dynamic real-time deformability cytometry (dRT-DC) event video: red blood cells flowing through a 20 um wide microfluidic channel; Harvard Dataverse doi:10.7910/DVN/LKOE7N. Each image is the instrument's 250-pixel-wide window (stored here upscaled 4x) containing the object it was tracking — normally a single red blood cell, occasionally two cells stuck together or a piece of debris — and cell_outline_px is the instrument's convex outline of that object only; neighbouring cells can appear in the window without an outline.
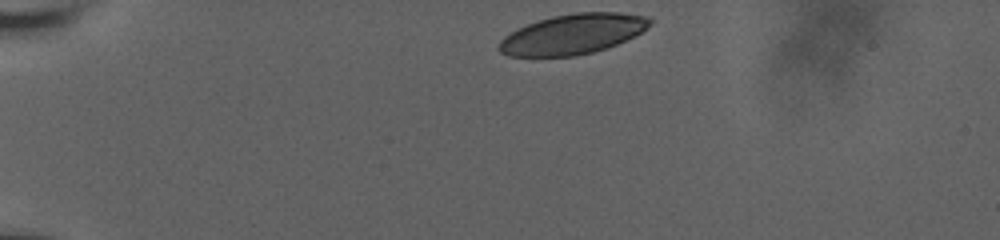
{"species": "human", "species_latin": "Homo sapiens", "temperature_condition": "room temperature", "stored_images_in_passage": 9, "camera_frame_rate_fps": 3000, "um_per_image_px": 0.085, "donor": {"sex": "male"}, "frame": {"image": 1, "passage_image": 1, "time_ms": 0.0, "image_size_px": [1000, 240], "cell_outline_px": [[652, 24], [640, 32], [616, 44], [592, 52], [576, 56], [508, 56], [500, 52], [496, 48], [500, 40], [504, 36], [528, 24], [552, 16], [576, 12], [620, 12], [648, 16], [652, 20]], "centroid_in_image_um": [48.67, 2.89], "position_along_channel_um": 36.3, "area_um2": 35.03}}
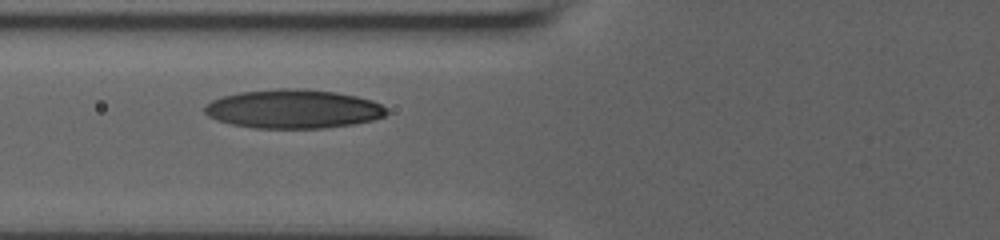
{"frame": {"image": 2, "passage_image": 6, "time_ms": 3.667, "image_size_px": [1000, 240], "cell_outline_px": [[388, 112], [384, 116], [372, 120], [352, 124], [324, 128], [256, 128], [232, 124], [216, 120], [208, 116], [204, 112], [204, 108], [212, 100], [224, 96], [240, 92], [276, 88], [296, 88], [336, 92], [356, 96], [372, 100], [388, 108]], "centroid_in_image_um": [24.94, 9.26], "position_along_channel_um": 100.9, "area_um2": 41.15}}
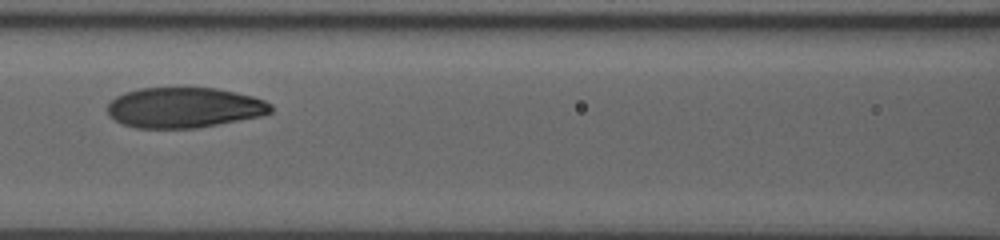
{"frame": {"image": 3, "passage_image": 8, "time_ms": 5.0, "image_size_px": [1000, 240], "cell_outline_px": [[272, 112], [264, 116], [196, 128], [136, 128], [124, 124], [108, 116], [108, 104], [116, 96], [124, 92], [140, 88], [216, 88], [252, 96], [264, 100], [272, 104]], "centroid_in_image_um": [15.67, 9.15], "position_along_channel_um": 150.9, "area_um2": 38.55}}